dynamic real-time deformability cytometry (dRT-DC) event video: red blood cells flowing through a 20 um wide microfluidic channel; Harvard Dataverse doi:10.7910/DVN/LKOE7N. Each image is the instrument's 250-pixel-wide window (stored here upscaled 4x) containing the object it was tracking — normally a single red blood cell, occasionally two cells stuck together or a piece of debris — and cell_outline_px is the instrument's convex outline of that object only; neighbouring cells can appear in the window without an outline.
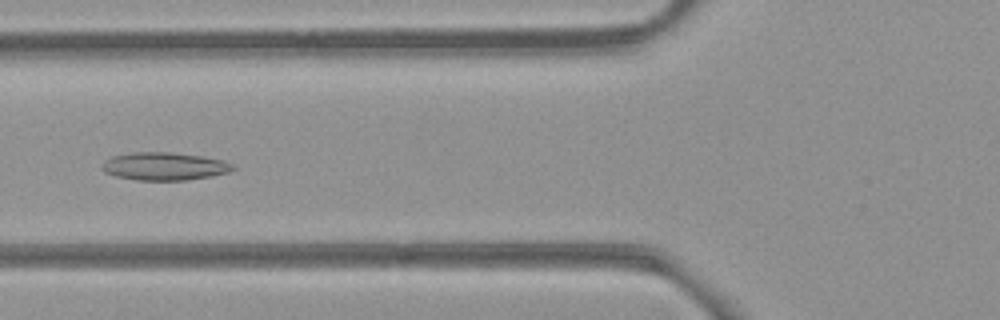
{"species": "common noctule bat (a hibernating species)", "species_latin": "Nyctalus noctula", "temperature_condition": "room temperature", "stored_images_in_passage": 54, "camera_frame_rate_fps": 3000, "um_per_image_px": 0.085, "animal": {"sex": "female", "body_mass_g": 21.9}, "frame": {"image": 1, "passage_image": 21, "time_ms": 6.667, "image_size_px": [1000, 320], "cell_outline_px": [[236, 168], [228, 172], [212, 176], [184, 180], [136, 180], [116, 176], [104, 172], [100, 168], [100, 164], [104, 160], [112, 156], [132, 152], [168, 152], [200, 156], [224, 160], [232, 164]], "centroid_in_image_um": [13.92, 14.13], "position_along_channel_um": 111.9, "area_um2": 21.33}}
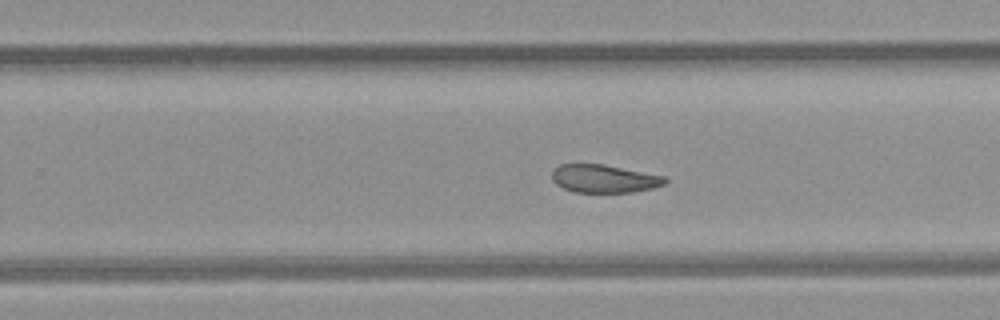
{"frame": {"image": 2, "passage_image": 34, "time_ms": 11.0, "image_size_px": [1000, 320], "cell_outline_px": [[668, 180], [664, 184], [652, 188], [632, 192], [572, 192], [556, 184], [552, 180], [552, 168], [560, 164], [604, 164], [664, 176]], "centroid_in_image_um": [51.31, 15.18], "position_along_channel_um": 278.5, "area_um2": 18.5}}
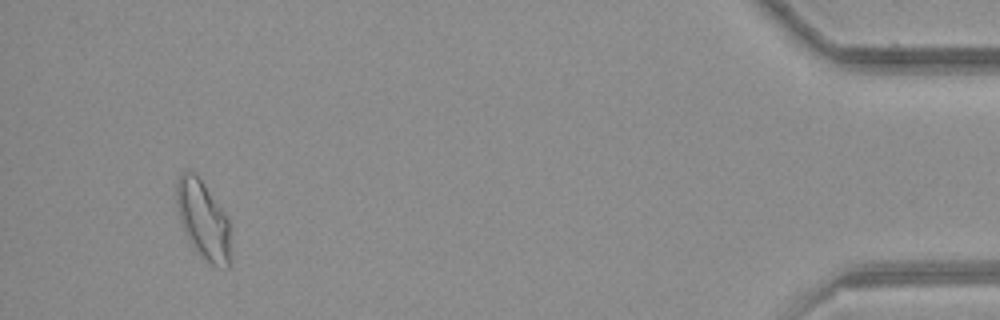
{"frame": {"image": 3, "passage_image": 51, "time_ms": 16.667, "image_size_px": [1000, 320], "cell_outline_px": [[232, 264], [228, 268], [216, 268], [200, 256], [192, 244], [180, 220], [176, 204], [176, 180], [184, 172], [192, 172], [200, 180], [228, 216]], "centroid_in_image_um": [17.32, 18.78], "position_along_channel_um": 417.9, "area_um2": 24.62}, "authors_computed_cell_mechanics": {"area_um2": 21.7906, "velocity_mm_per_s": 3.8503, "shape_relaxation_time_tau1_ms": null, "shape_relaxation_time_tau2_ms": 5.1028, "deformation_change_tau1": null, "deformation_change_tau2": 0.1134}}